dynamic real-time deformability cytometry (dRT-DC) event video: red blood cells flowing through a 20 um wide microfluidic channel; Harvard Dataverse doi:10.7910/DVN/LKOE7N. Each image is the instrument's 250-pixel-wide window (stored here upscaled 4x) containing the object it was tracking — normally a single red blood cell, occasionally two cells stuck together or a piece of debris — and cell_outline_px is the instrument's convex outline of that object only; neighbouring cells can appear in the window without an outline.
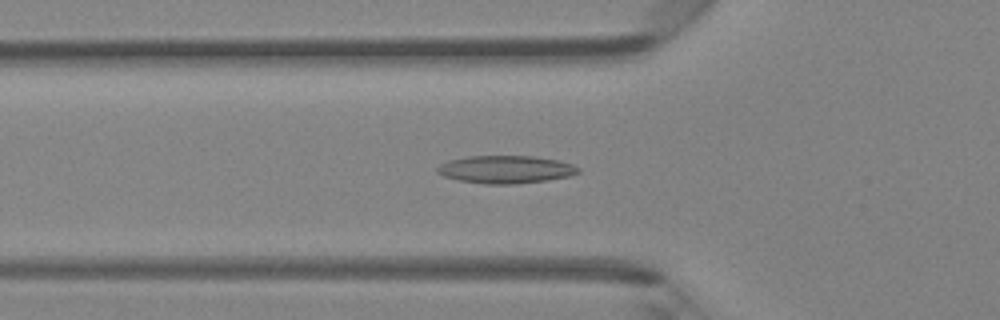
{"species": "Egyptian fruit bat (a non-hibernating species)", "species_latin": "Rousettus aegyptiacus", "temperature_condition": "room temperature", "stored_images_in_passage": 41, "camera_frame_rate_fps": 3000, "um_per_image_px": 0.085, "animal": {"sex": "female"}, "frame": {"image": 1, "passage_image": 10, "time_ms": 3.0, "image_size_px": [1000, 320], "cell_outline_px": [[580, 172], [568, 176], [548, 180], [516, 184], [484, 184], [460, 180], [444, 176], [436, 172], [436, 168], [440, 164], [448, 160], [468, 156], [532, 156], [556, 160], [572, 164], [580, 168]], "centroid_in_image_um": [42.97, 14.4], "position_along_channel_um": 82.8, "area_um2": 22.77}}
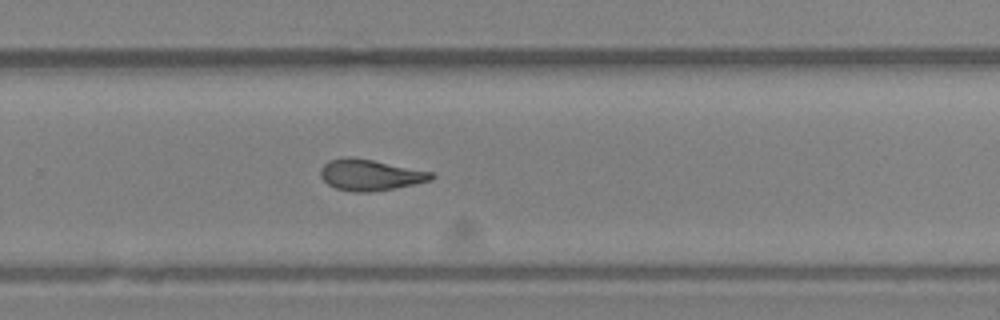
{"frame": {"image": 2, "passage_image": 25, "time_ms": 8.0, "image_size_px": [1000, 320], "cell_outline_px": [[436, 176], [432, 180], [416, 184], [372, 192], [352, 192], [336, 188], [328, 184], [320, 176], [320, 168], [328, 160], [344, 156], [372, 160], [432, 172]], "centroid_in_image_um": [31.45, 14.87], "position_along_channel_um": 298.4, "area_um2": 20.11}}
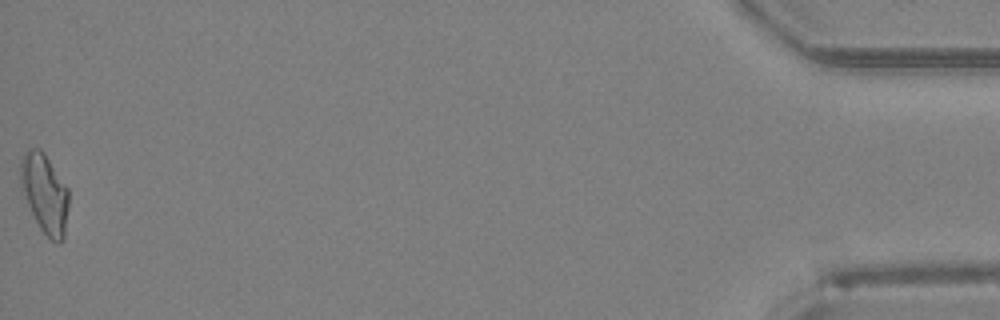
{"frame": {"image": 3, "passage_image": 41, "time_ms": 13.333, "image_size_px": [1000, 320], "cell_outline_px": [[68, 208], [64, 240], [60, 244], [52, 240], [40, 228], [28, 204], [20, 184], [20, 160], [24, 152], [28, 148], [40, 148], [44, 152], [68, 188]], "centroid_in_image_um": [3.8, 16.41], "position_along_channel_um": 431.4, "area_um2": 22.2}, "authors_computed_cell_mechanics": {"area_um2": 20.5768, "velocity_mm_per_s": 4.3144, "shape_relaxation_time_tau1_ms": 8.3205, "shape_relaxation_time_tau2_ms": 3.0904, "deformation_change_tau1": 0.1939, "deformation_change_tau2": 0.1109}}